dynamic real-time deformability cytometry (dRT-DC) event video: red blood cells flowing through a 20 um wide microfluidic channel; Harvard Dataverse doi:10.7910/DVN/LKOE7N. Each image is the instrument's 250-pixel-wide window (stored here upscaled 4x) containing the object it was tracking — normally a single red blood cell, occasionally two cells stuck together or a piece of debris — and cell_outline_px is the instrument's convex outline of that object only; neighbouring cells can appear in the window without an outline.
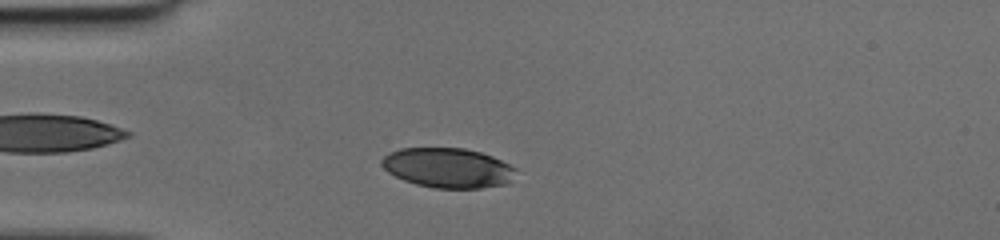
{"species": "human", "species_latin": "Homo sapiens", "temperature_condition": "cold", "stored_images_in_passage": 32, "camera_frame_rate_fps": 3000, "um_per_image_px": 0.085, "donor": {"sex": "female"}, "frame": {"image": 1, "passage_image": 6, "time_ms": 1.667, "image_size_px": [1000, 240], "cell_outline_px": [[516, 168], [508, 184], [480, 188], [432, 188], [416, 184], [404, 180], [388, 172], [380, 164], [380, 160], [388, 152], [400, 148], [464, 148], [480, 152], [492, 156]], "centroid_in_image_um": [38.03, 14.26], "position_along_channel_um": 47.0, "area_um2": 31.1}}
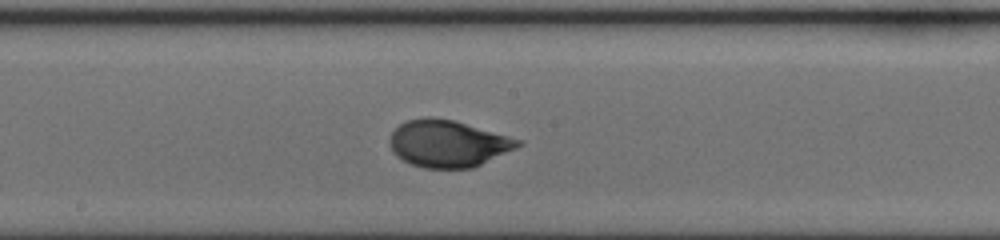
{"frame": {"image": 2, "passage_image": 19, "time_ms": 6.0, "image_size_px": [1000, 240], "cell_outline_px": [[524, 144], [516, 148], [472, 168], [424, 168], [412, 164], [396, 156], [392, 152], [388, 140], [392, 132], [400, 124], [408, 120], [428, 116], [432, 116], [452, 120], [524, 140]], "centroid_in_image_um": [38.07, 12.2], "position_along_channel_um": 210.1, "area_um2": 35.03}}
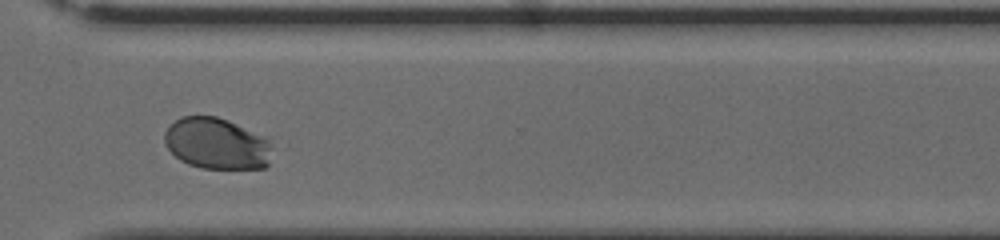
{"frame": {"image": 3, "passage_image": 29, "time_ms": 9.333, "image_size_px": [1000, 240], "cell_outline_px": [[276, 144], [268, 164], [264, 168], [200, 168], [188, 164], [180, 160], [164, 144], [164, 132], [180, 116], [216, 116], [228, 120], [268, 136]], "centroid_in_image_um": [18.5, 12.2], "position_along_channel_um": 352.1, "area_um2": 32.89}}